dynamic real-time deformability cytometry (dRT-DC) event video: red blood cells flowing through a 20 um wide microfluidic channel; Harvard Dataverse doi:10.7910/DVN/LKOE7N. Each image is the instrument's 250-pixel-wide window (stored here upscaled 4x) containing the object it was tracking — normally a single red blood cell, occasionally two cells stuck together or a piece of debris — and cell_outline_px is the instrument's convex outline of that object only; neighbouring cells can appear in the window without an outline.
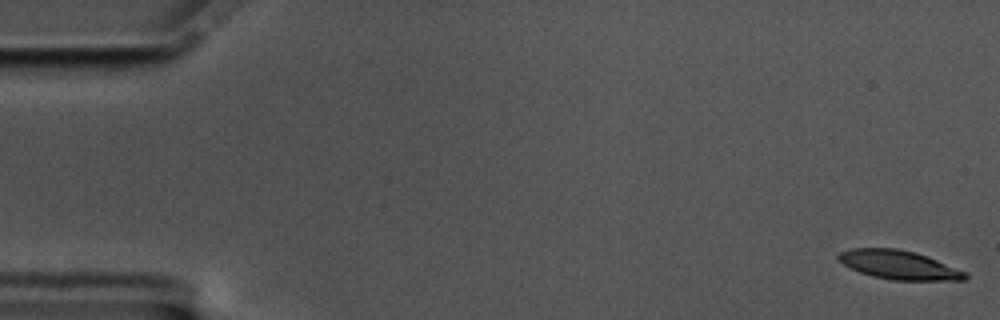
{"species": "common noctule bat (a hibernating species)", "species_latin": "Nyctalus noctula", "temperature_condition": "cold", "stored_images_in_passage": 57, "camera_frame_rate_fps": 3000, "um_per_image_px": 0.085, "animal": {"sex": "male", "body_mass_g": 17.5, "forearm_length_mm": 52.3}, "frame": {"image": 1, "passage_image": 1, "time_ms": 0.0, "image_size_px": [1000, 320], "cell_outline_px": [[968, 276], [964, 280], [892, 280], [872, 276], [860, 272], [844, 264], [836, 256], [840, 252], [848, 248], [896, 248], [916, 252], [968, 272]], "centroid_in_image_um": [76.42, 22.51], "position_along_channel_um": 8.6, "area_um2": 21.27}}
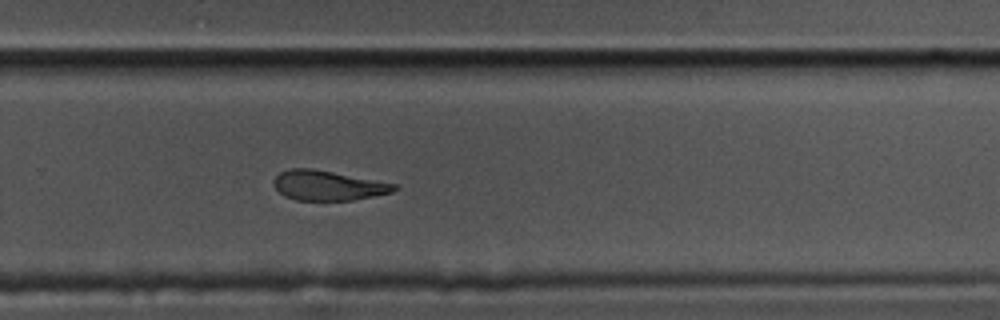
{"frame": {"image": 2, "passage_image": 38, "time_ms": 12.333, "image_size_px": [1000, 320], "cell_outline_px": [[396, 188], [392, 192], [352, 200], [296, 200], [284, 196], [272, 184], [272, 180], [280, 172], [288, 168], [312, 168], [396, 184]], "centroid_in_image_um": [27.8, 15.76], "position_along_channel_um": 302.0, "area_um2": 20.75}}
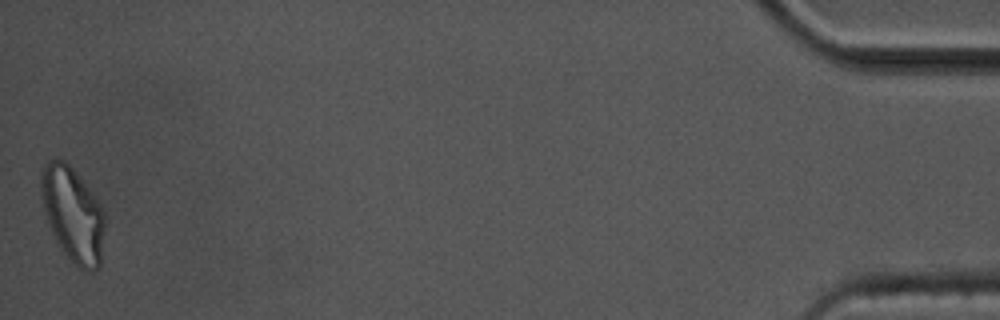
{"frame": {"image": 3, "passage_image": 57, "time_ms": 18.667, "image_size_px": [1000, 320], "cell_outline_px": [[104, 228], [100, 268], [92, 272], [80, 268], [60, 248], [48, 224], [40, 196], [40, 172], [44, 164], [48, 160], [56, 156], [64, 160], [72, 168], [88, 188], [100, 204], [104, 212]], "centroid_in_image_um": [6.16, 18.18], "position_along_channel_um": 429.0, "area_um2": 35.2}, "authors_computed_cell_mechanics": {"area_um2": 22.4842, "velocity_mm_per_s": 3.5011, "shape_relaxation_time_tau1_ms": 6.7481, "shape_relaxation_time_tau2_ms": 4.9087, "deformation_change_tau1": 0.1969, "deformation_change_tau2": 0.1372}}